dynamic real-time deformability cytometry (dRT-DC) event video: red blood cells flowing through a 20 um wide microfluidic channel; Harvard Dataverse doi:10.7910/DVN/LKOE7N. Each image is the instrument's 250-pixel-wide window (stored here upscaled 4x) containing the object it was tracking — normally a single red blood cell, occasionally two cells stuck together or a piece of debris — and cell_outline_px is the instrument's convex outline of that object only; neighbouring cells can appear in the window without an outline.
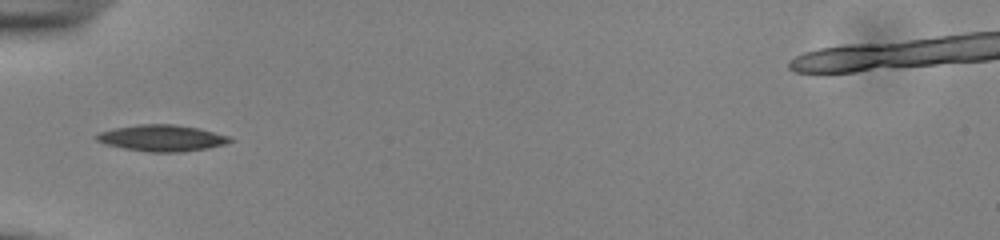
{"species": "common noctule bat (a hibernating species)", "species_latin": "Nyctalus noctula", "temperature_condition": "cold", "stored_images_in_passage": 23, "camera_frame_rate_fps": 3000, "um_per_image_px": 0.085, "animal": {"sex": "male", "body_mass_g": 13.0, "forearm_length_mm": 53.1}, "frame": {"image": 1, "passage_image": 1, "time_ms": 0.0, "image_size_px": [1000, 240], "cell_outline_px": [[236, 140], [224, 144], [208, 148], [180, 152], [148, 152], [124, 148], [104, 144], [96, 140], [92, 136], [100, 132], [112, 128], [136, 124], [172, 124], [200, 128], [232, 136]], "centroid_in_image_um": [13.77, 11.73], "position_along_channel_um": 71.2, "area_um2": 20.87}}
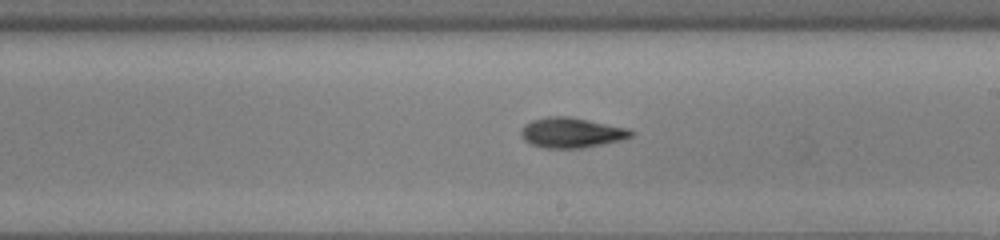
{"frame": {"image": 2, "passage_image": 14, "time_ms": 4.333, "image_size_px": [1000, 240], "cell_outline_px": [[636, 132], [632, 136], [624, 140], [584, 148], [544, 148], [532, 144], [524, 140], [520, 136], [520, 128], [524, 124], [532, 120], [548, 116], [568, 116], [628, 128]], "centroid_in_image_um": [48.58, 11.28], "position_along_channel_um": 240.4, "area_um2": 19.59}}
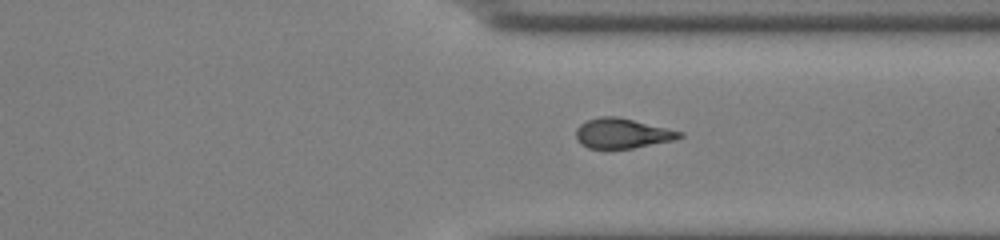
{"frame": {"image": 3, "passage_image": 23, "time_ms": 7.333, "image_size_px": [1000, 240], "cell_outline_px": [[684, 136], [676, 140], [632, 148], [588, 148], [580, 144], [576, 140], [576, 128], [580, 124], [588, 120], [600, 116], [616, 116], [668, 128], [684, 132]], "centroid_in_image_um": [52.9, 11.33], "position_along_channel_um": 358.5, "area_um2": 18.15}}